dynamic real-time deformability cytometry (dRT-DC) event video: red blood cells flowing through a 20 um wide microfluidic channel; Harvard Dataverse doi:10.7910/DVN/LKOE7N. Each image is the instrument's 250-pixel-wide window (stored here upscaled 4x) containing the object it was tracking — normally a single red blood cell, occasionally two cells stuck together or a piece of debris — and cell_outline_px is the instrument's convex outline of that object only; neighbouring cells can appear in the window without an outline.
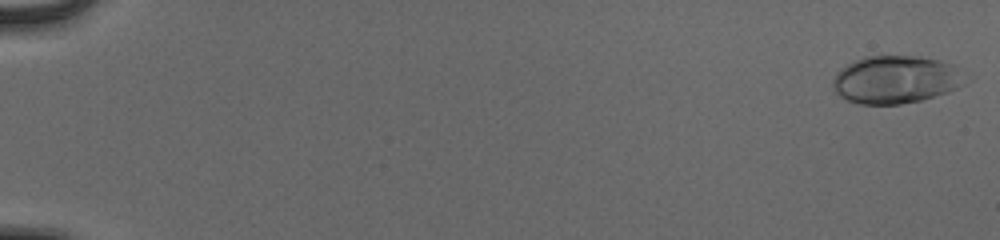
{"species": "human", "species_latin": "Homo sapiens", "temperature_condition": "cold", "stored_images_in_passage": 55, "camera_frame_rate_fps": 3000, "um_per_image_px": 0.085, "donor": {"sex": "male"}, "frame": {"image": 1, "passage_image": 1, "time_ms": 0.0, "image_size_px": [1000, 240], "cell_outline_px": [[972, 80], [948, 92], [920, 100], [900, 104], [860, 104], [844, 100], [832, 88], [832, 80], [836, 72], [840, 68], [864, 56], [920, 56], [940, 60], [956, 64], [972, 76]], "centroid_in_image_um": [76.23, 6.75], "position_along_channel_um": 8.8, "area_um2": 37.8}}
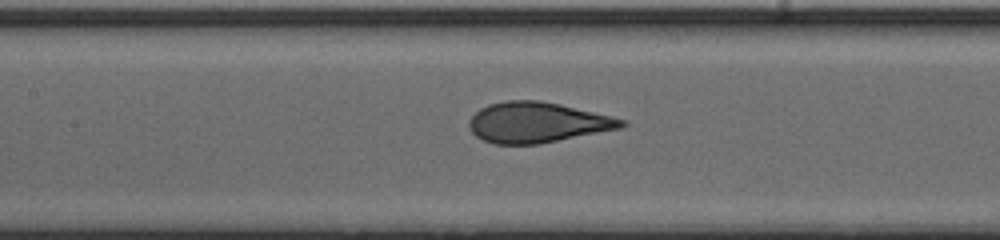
{"frame": {"image": 2, "passage_image": 28, "time_ms": 9.0, "image_size_px": [1000, 240], "cell_outline_px": [[628, 124], [620, 128], [540, 144], [492, 144], [476, 136], [472, 132], [468, 124], [468, 120], [480, 108], [488, 104], [504, 100], [540, 100], [560, 104], [612, 116], [628, 120]], "centroid_in_image_um": [45.66, 10.4], "position_along_channel_um": 161.7, "area_um2": 36.07}}
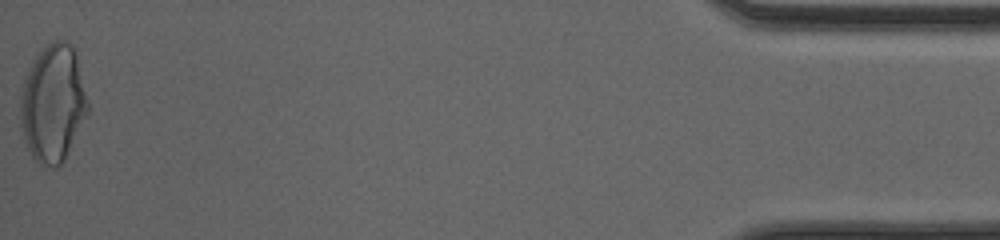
{"frame": {"image": 3, "passage_image": 55, "time_ms": 18.0, "image_size_px": [1000, 240], "cell_outline_px": [[88, 116], [60, 164], [56, 168], [44, 168], [32, 156], [24, 144], [20, 124], [20, 88], [24, 76], [32, 60], [40, 48], [52, 40], [68, 40], [72, 44], [76, 52], [88, 104]], "centroid_in_image_um": [4.46, 8.76], "position_along_channel_um": 430.7, "area_um2": 47.05}, "authors_computed_cell_mechanics": {"area_um2": 36.1828, "velocity_mm_per_s": 3.9064, "shape_relaxation_time_tau1_ms": 7.0214, "shape_relaxation_time_tau2_ms": null, "deformation_change_tau1": 0.2295, "deformation_change_tau2": null}}